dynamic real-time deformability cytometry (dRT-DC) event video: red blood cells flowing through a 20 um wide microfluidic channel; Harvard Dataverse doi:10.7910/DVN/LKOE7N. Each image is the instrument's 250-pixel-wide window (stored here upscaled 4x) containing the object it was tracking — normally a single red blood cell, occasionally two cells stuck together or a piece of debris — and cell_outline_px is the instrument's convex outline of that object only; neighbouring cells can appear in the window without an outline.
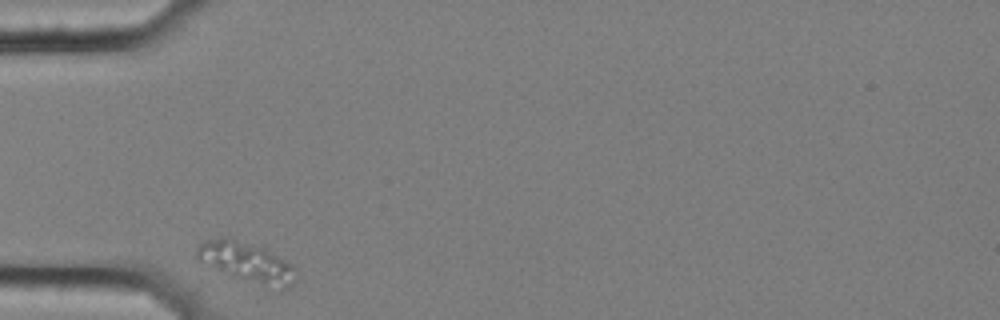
{"species": "common noctule bat (a hibernating species)", "species_latin": "Nyctalus noctula", "temperature_condition": "cold", "stored_images_in_passage": 34, "camera_frame_rate_fps": 3000, "um_per_image_px": 0.085, "animal": {"sex": "female", "body_mass_g": 25.1}, "frame": {"image": 1, "passage_image": 1, "time_ms": 0.0, "image_size_px": [1000, 320], "cell_outline_px": [[296, 280], [288, 288], [280, 292], [232, 276], [200, 260], [196, 256], [196, 248], [204, 240], [224, 236], [232, 236], [264, 248], [292, 264], [296, 268]], "centroid_in_image_um": [21.04, 22.29], "position_along_channel_um": 64.0, "area_um2": 23.52}}
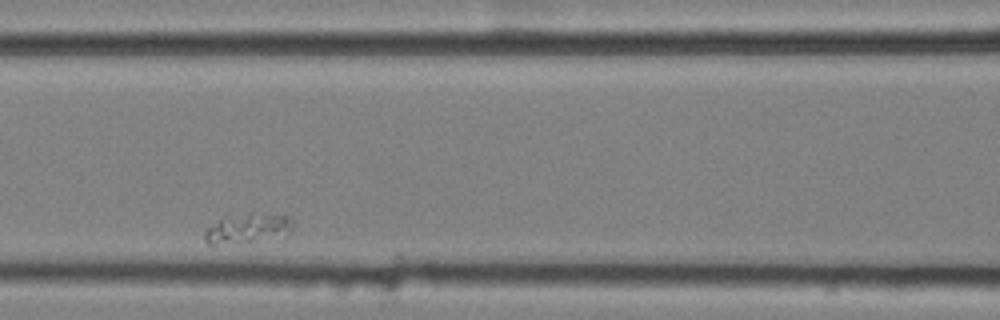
{"frame": {"image": 2, "passage_image": 10, "time_ms": 3.0, "image_size_px": [1000, 320], "cell_outline_px": [[292, 232], [284, 240], [212, 244], [208, 244], [204, 240], [204, 232], [208, 228], [220, 220], [248, 216], [288, 216], [292, 224]], "centroid_in_image_um": [21.17, 19.54], "position_along_channel_um": 145.4, "area_um2": 14.62}}
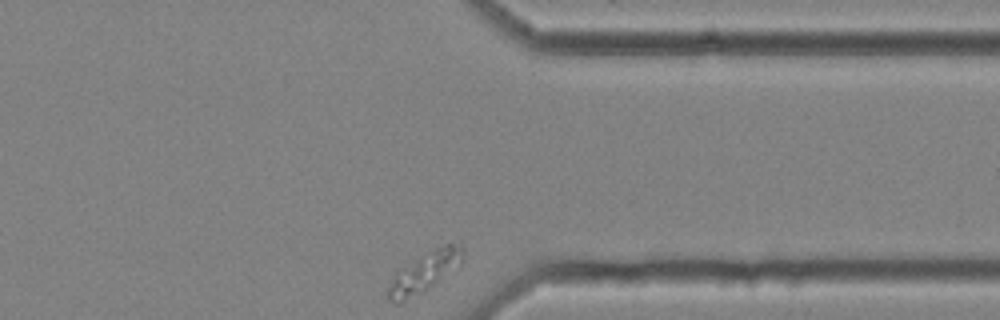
{"frame": {"image": 3, "passage_image": 34, "time_ms": 11.0, "image_size_px": [1000, 320], "cell_outline_px": [[464, 252], [460, 264], [432, 284], [404, 300], [396, 304], [388, 296], [388, 288], [396, 276], [420, 256], [436, 248], [448, 244], [460, 244]], "centroid_in_image_um": [36.14, 23.09], "position_along_channel_um": 375.3, "area_um2": 15.55}}